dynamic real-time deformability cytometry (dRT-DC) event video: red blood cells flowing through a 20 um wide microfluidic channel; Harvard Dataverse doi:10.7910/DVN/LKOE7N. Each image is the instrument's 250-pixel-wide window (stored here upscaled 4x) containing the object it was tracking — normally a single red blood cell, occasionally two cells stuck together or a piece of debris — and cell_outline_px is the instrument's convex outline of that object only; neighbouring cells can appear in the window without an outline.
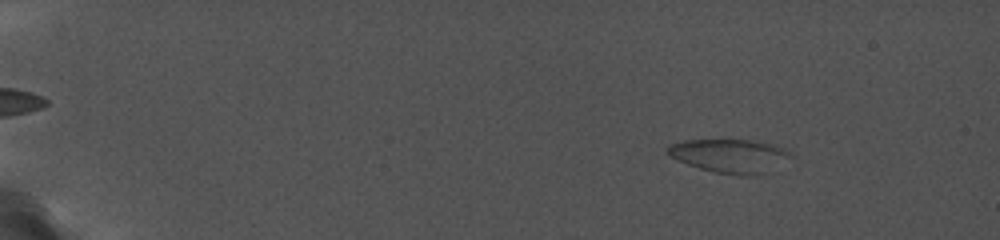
{"species": "common noctule bat (a hibernating species)", "species_latin": "Nyctalus noctula", "temperature_condition": "cold", "stored_images_in_passage": 11, "camera_frame_rate_fps": 5000, "um_per_image_px": 0.085, "animal": {"sex": "female", "body_mass_g": 19.0, "forearm_length_mm": 56.7}, "frame": {"image": 1, "passage_image": 4, "time_ms": 2.2, "image_size_px": [1000, 240], "cell_outline_px": [[792, 156], [760, 176], [740, 176], [712, 172], [676, 160], [668, 156], [664, 152], [664, 148], [668, 144], [684, 140], [744, 140], [764, 144], [780, 148], [788, 152]], "centroid_in_image_um": [61.88, 13.27], "position_along_channel_um": 23.1, "area_um2": 23.93}}